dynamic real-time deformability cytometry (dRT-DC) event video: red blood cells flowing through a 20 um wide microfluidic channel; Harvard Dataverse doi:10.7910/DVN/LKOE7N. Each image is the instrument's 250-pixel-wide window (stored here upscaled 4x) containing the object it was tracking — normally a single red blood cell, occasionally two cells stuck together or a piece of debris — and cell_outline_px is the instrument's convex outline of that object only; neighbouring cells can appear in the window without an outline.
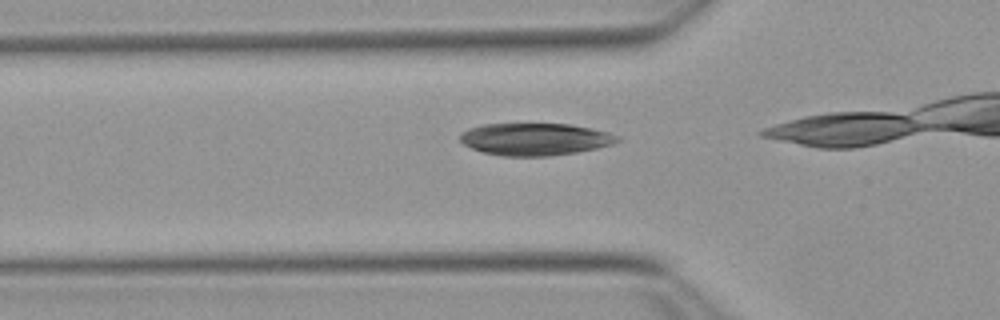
{"species": "Egyptian fruit bat (a non-hibernating species)", "species_latin": "Rousettus aegyptiacus", "temperature_condition": "warm", "stored_images_in_passage": 14, "camera_frame_rate_fps": 3000, "um_per_image_px": 0.085, "animal": {"sex": "female"}, "frame": {"image": 1, "passage_image": 12, "time_ms": 3.667, "image_size_px": [1000, 320], "cell_outline_px": [[620, 140], [612, 144], [596, 148], [576, 152], [548, 156], [504, 156], [484, 152], [472, 148], [464, 144], [460, 140], [460, 132], [468, 128], [484, 124], [568, 124], [592, 128], [608, 132], [620, 136]], "centroid_in_image_um": [45.47, 11.82], "position_along_channel_um": 80.3, "area_um2": 29.48}}